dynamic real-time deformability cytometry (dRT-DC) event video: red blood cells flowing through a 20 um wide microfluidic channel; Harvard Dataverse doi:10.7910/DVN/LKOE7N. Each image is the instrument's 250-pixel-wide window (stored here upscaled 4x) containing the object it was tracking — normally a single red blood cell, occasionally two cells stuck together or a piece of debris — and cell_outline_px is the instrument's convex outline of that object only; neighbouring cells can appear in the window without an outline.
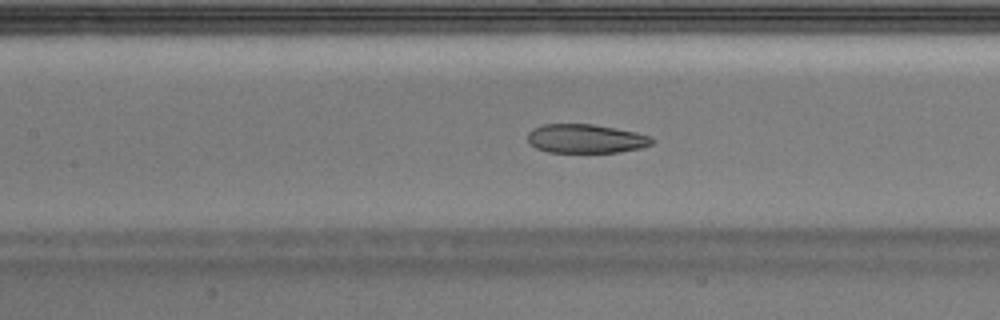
{"species": "Egyptian fruit bat (a non-hibernating species)", "species_latin": "Rousettus aegyptiacus", "temperature_condition": "warm", "stored_images_in_passage": 47, "camera_frame_rate_fps": 3000, "um_per_image_px": 0.085, "animal": {"sex": "male"}, "frame": {"image": 1, "passage_image": 20, "time_ms": 6.333, "image_size_px": [1000, 320], "cell_outline_px": [[656, 140], [652, 144], [640, 148], [616, 152], [548, 152], [536, 148], [528, 140], [528, 132], [532, 128], [544, 124], [592, 124], [636, 132], [652, 136]], "centroid_in_image_um": [49.81, 11.78], "position_along_channel_um": 157.6, "area_um2": 20.92}}
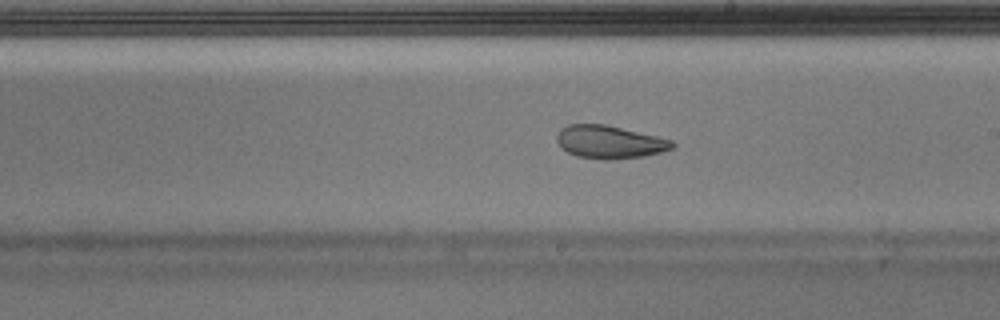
{"frame": {"image": 2, "passage_image": 26, "time_ms": 8.333, "image_size_px": [1000, 320], "cell_outline_px": [[676, 144], [672, 148], [660, 152], [644, 156], [608, 160], [604, 160], [576, 156], [560, 148], [556, 140], [556, 136], [560, 128], [568, 124], [604, 124], [656, 136], [672, 140]], "centroid_in_image_um": [51.76, 12.07], "position_along_channel_um": 237.2, "area_um2": 22.2}}
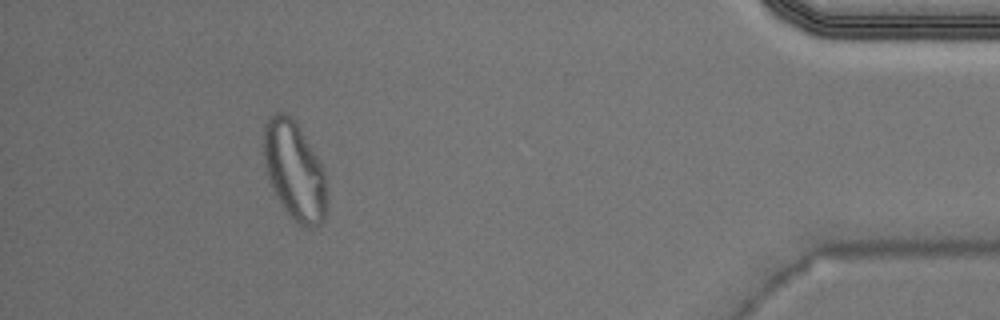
{"frame": {"image": 3, "passage_image": 43, "time_ms": 14.0, "image_size_px": [1000, 320], "cell_outline_px": [[328, 212], [324, 220], [316, 228], [304, 228], [296, 224], [284, 208], [268, 176], [264, 160], [264, 124], [268, 116], [276, 112], [284, 112], [296, 124], [324, 168], [328, 204]], "centroid_in_image_um": [25.07, 14.58], "position_along_channel_um": 410.1, "area_um2": 36.13}, "authors_computed_cell_mechanics": {"area_um2": 23.0622, "velocity_mm_per_s": 3.9865, "shape_relaxation_time_tau1_ms": null, "shape_relaxation_time_tau2_ms": 1.4643, "deformation_change_tau1": null, "deformation_change_tau2": 0.0725}}